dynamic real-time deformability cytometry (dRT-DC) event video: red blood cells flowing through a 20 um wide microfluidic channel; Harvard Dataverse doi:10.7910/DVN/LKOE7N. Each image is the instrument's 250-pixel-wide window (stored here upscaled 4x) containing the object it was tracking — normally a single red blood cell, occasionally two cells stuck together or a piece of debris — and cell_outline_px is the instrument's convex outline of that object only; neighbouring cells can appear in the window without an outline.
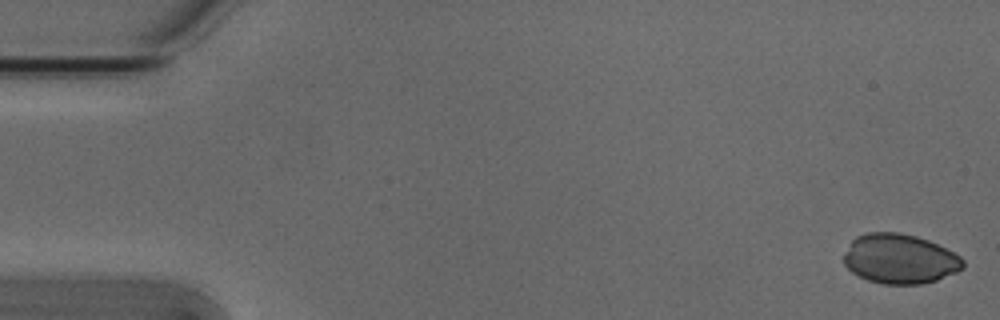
{"species": "Egyptian fruit bat (a non-hibernating species)", "species_latin": "Rousettus aegyptiacus", "temperature_condition": "cold", "stored_images_in_passage": 43, "camera_frame_rate_fps": 3000, "um_per_image_px": 0.085, "animal": {"sex": "male"}, "frame": {"image": 1, "passage_image": 1, "time_ms": 0.0, "image_size_px": [1000, 320], "cell_outline_px": [[964, 268], [956, 272], [936, 280], [920, 284], [884, 284], [868, 280], [852, 272], [844, 264], [844, 252], [852, 240], [856, 236], [868, 232], [900, 232], [916, 236], [928, 240], [960, 256], [964, 260]], "centroid_in_image_um": [76.47, 22.0], "position_along_channel_um": 8.5, "area_um2": 34.45}}